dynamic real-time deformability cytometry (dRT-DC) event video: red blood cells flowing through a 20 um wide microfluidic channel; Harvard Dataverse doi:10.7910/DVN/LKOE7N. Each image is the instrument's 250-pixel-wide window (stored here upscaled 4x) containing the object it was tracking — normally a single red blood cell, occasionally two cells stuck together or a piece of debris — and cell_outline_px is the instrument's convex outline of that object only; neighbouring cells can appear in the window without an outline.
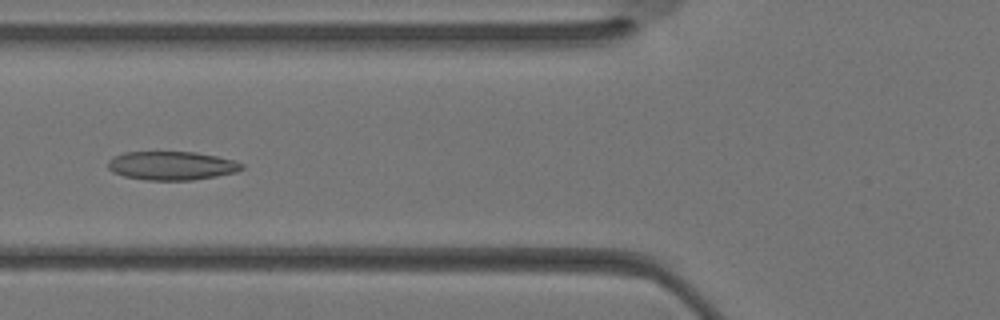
{"species": "Egyptian fruit bat (a non-hibernating species)", "species_latin": "Rousettus aegyptiacus", "temperature_condition": "warm", "stored_images_in_passage": 32, "camera_frame_rate_fps": 3000, "um_per_image_px": 0.085, "animal": {"sex": "female"}, "frame": {"image": 1, "passage_image": 11, "time_ms": 3.333, "image_size_px": [1000, 320], "cell_outline_px": [[244, 168], [236, 172], [216, 176], [192, 180], [148, 180], [124, 176], [112, 172], [108, 168], [108, 160], [124, 152], [196, 152], [216, 156], [232, 160], [244, 164]], "centroid_in_image_um": [14.59, 14.08], "position_along_channel_um": 111.2, "area_um2": 22.25}}
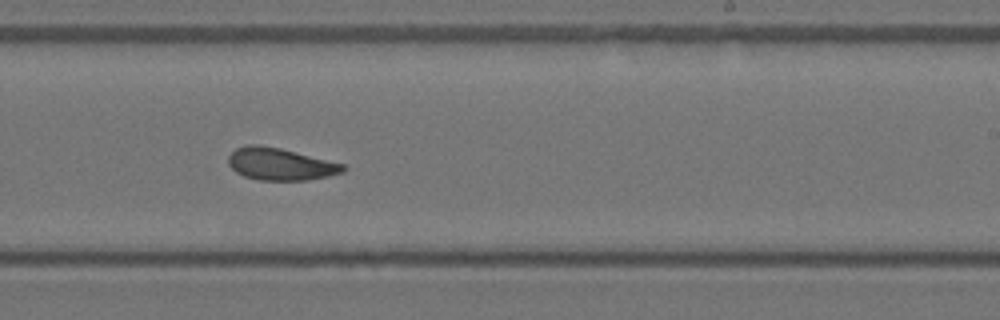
{"frame": {"image": 2, "passage_image": 19, "time_ms": 6.0, "image_size_px": [1000, 320], "cell_outline_px": [[348, 168], [344, 172], [328, 176], [308, 180], [260, 180], [244, 176], [236, 172], [228, 164], [228, 156], [236, 148], [248, 144], [260, 144], [280, 148], [344, 164]], "centroid_in_image_um": [23.82, 13.94], "position_along_channel_um": 265.2, "area_um2": 21.56}}
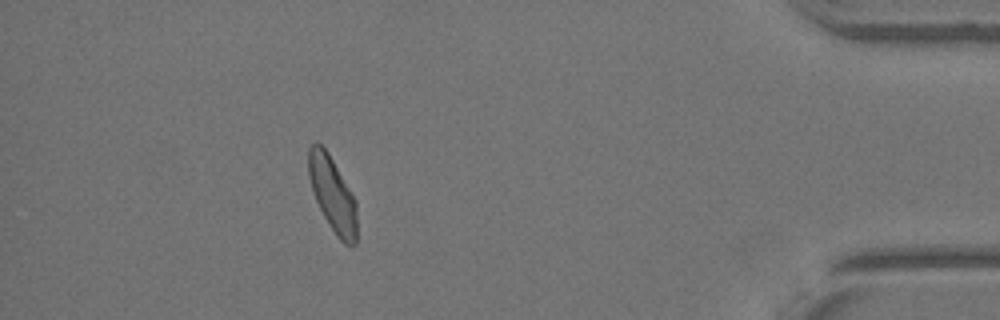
{"frame": {"image": 3, "passage_image": 29, "time_ms": 9.333, "image_size_px": [1000, 320], "cell_outline_px": [[356, 244], [352, 248], [344, 244], [336, 236], [328, 224], [316, 200], [308, 176], [308, 148], [312, 144], [320, 144], [328, 152], [356, 200]], "centroid_in_image_um": [28.27, 16.55], "position_along_channel_um": 406.9, "area_um2": 21.04}}